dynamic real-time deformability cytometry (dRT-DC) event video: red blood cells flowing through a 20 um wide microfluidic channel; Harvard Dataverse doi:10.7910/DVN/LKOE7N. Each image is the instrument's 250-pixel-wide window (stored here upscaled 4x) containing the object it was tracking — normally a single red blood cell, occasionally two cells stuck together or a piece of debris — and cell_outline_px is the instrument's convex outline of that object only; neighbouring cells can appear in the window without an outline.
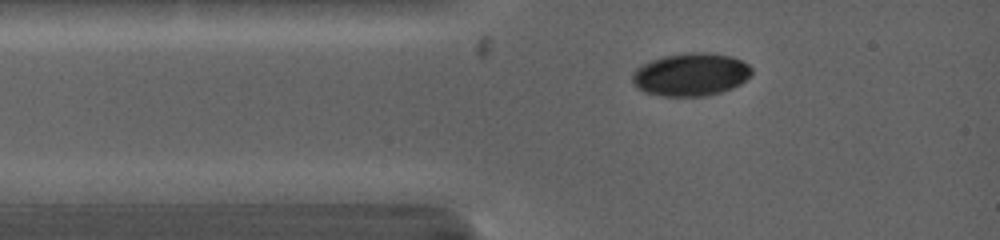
{"species": "common noctule bat (a hibernating species)", "species_latin": "Nyctalus noctula", "temperature_condition": "warm", "stored_images_in_passage": 14, "camera_frame_rate_fps": 5000, "um_per_image_px": 0.085, "animal": {"sex": "female", "body_mass_g": 19.0, "forearm_length_mm": 53.3}, "frame": {"image": 1, "passage_image": 2, "time_ms": 0.4, "image_size_px": [1000, 240], "cell_outline_px": [[752, 72], [740, 84], [732, 88], [708, 96], [660, 96], [644, 92], [636, 88], [632, 80], [632, 72], [636, 68], [648, 60], [664, 56], [688, 52], [708, 52], [732, 56], [748, 64], [752, 68]], "centroid_in_image_um": [58.68, 6.33], "position_along_channel_um": 26.3, "area_um2": 30.11}}
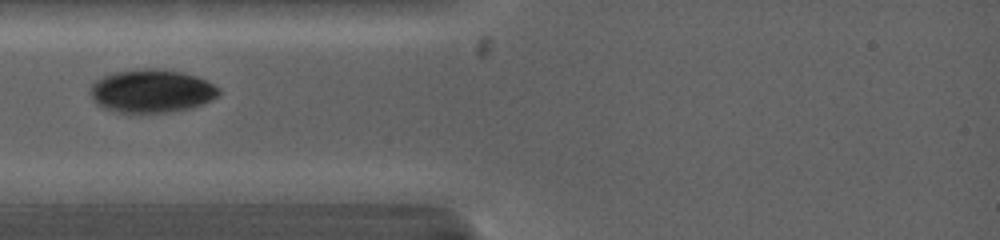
{"frame": {"image": 2, "passage_image": 6, "time_ms": 1.8, "image_size_px": [1000, 240], "cell_outline_px": [[220, 92], [212, 100], [188, 108], [168, 112], [120, 112], [104, 108], [96, 104], [92, 96], [92, 84], [96, 80], [104, 76], [116, 72], [180, 72], [196, 76], [220, 88]], "centroid_in_image_um": [12.9, 7.79], "position_along_channel_um": 72.1, "area_um2": 30.69}}
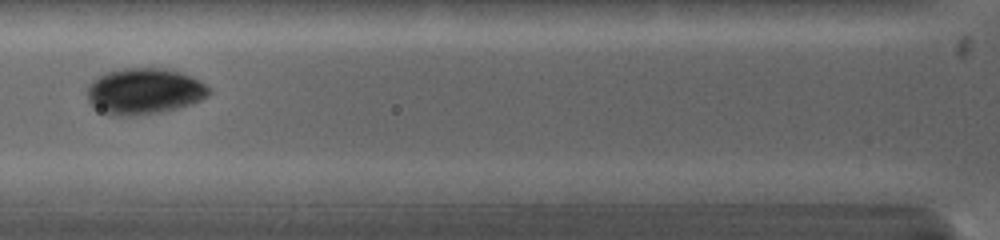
{"frame": {"image": 3, "passage_image": 9, "time_ms": 2.8, "image_size_px": [1000, 240], "cell_outline_px": [[212, 92], [208, 96], [192, 104], [160, 112], [128, 116], [116, 116], [100, 112], [92, 108], [88, 100], [88, 88], [100, 76], [108, 72], [128, 68], [164, 68], [200, 80]], "centroid_in_image_um": [12.26, 7.78], "position_along_channel_um": 113.5, "area_um2": 32.31}}